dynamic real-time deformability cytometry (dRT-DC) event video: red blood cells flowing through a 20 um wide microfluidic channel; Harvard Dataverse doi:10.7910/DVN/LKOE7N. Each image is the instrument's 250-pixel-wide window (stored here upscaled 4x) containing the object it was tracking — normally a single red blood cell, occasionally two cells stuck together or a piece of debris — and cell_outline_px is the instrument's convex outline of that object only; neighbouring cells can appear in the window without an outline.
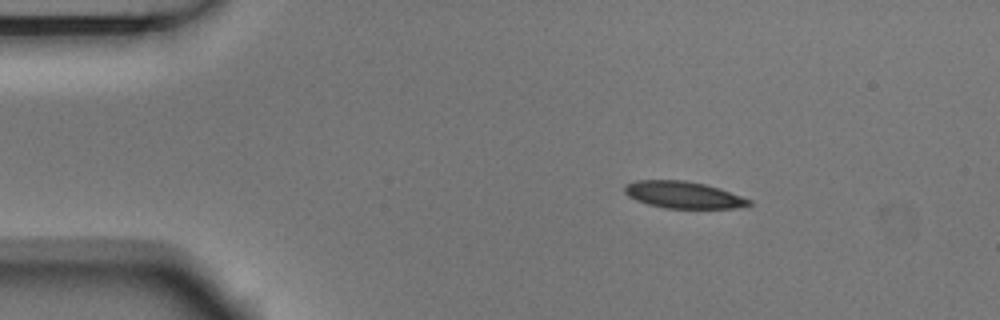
{"species": "Egyptian fruit bat (a non-hibernating species)", "species_latin": "Rousettus aegyptiacus", "temperature_condition": "room temperature", "stored_images_in_passage": 3, "camera_frame_rate_fps": 3000, "um_per_image_px": 0.085, "animal": {"sex": "male"}, "frame": {"image": 1, "passage_image": 1, "time_ms": 0.0, "image_size_px": [1000, 320], "cell_outline_px": [[752, 204], [736, 208], [664, 208], [648, 204], [636, 200], [628, 196], [624, 192], [624, 188], [628, 184], [636, 180], [684, 180], [704, 184], [720, 188], [752, 200]], "centroid_in_image_um": [58.09, 16.56], "position_along_channel_um": 26.9, "area_um2": 19.42}}
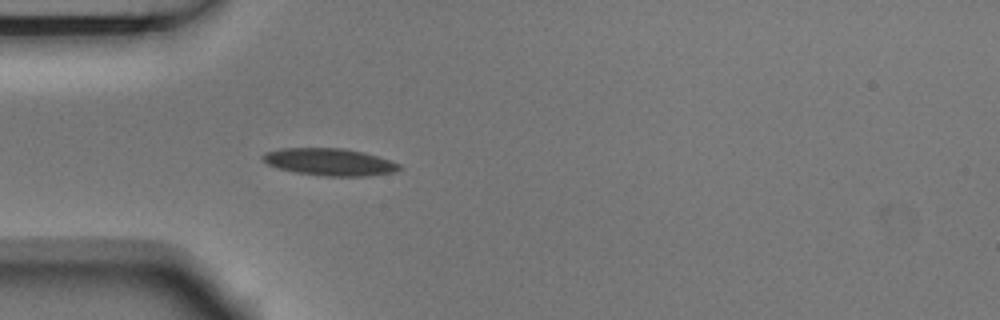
{"frame": {"image": 2, "passage_image": 3, "time_ms": 0.667, "image_size_px": [1000, 320], "cell_outline_px": [[400, 168], [396, 172], [368, 176], [324, 176], [296, 172], [280, 168], [268, 164], [260, 156], [264, 152], [280, 148], [344, 148], [364, 152], [400, 164]], "centroid_in_image_um": [28.0, 13.76], "position_along_channel_um": 57.0, "area_um2": 21.56}}